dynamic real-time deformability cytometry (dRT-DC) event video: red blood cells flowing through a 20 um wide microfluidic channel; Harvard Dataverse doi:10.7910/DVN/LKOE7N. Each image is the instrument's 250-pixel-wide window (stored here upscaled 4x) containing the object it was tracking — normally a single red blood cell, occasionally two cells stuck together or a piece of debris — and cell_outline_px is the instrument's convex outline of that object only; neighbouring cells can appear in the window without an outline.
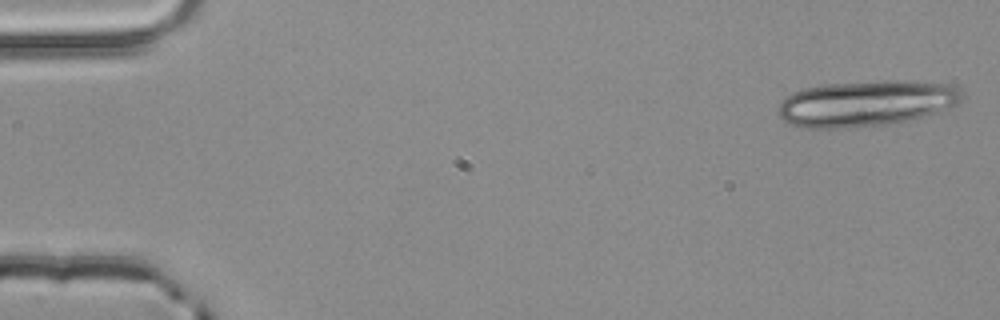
{"species": "common noctule bat (a hibernating species)", "species_latin": "Nyctalus noctula", "temperature_condition": "room temperature", "stored_images_in_passage": 3, "camera_frame_rate_fps": 3000, "um_per_image_px": 0.085, "animal": {"sex": "male", "body_mass_g": 20.4}, "frame": {"image": 1, "passage_image": 1, "time_ms": 0.0, "image_size_px": [1000, 320], "cell_outline_px": [[964, 100], [956, 104], [936, 112], [908, 120], [888, 124], [856, 128], [800, 128], [788, 124], [776, 112], [780, 100], [784, 96], [792, 92], [804, 88], [824, 84], [880, 80], [904, 80], [944, 84], [956, 88], [960, 92]], "centroid_in_image_um": [73.51, 8.79], "position_along_channel_um": 11.5, "area_um2": 49.53}}